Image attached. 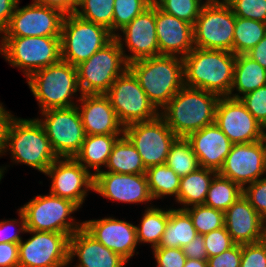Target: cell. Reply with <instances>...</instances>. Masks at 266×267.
<instances>
[{
    "instance_id": "obj_22",
    "label": "cell",
    "mask_w": 266,
    "mask_h": 267,
    "mask_svg": "<svg viewBox=\"0 0 266 267\" xmlns=\"http://www.w3.org/2000/svg\"><path fill=\"white\" fill-rule=\"evenodd\" d=\"M78 102L86 135L124 134V126L105 94H81Z\"/></svg>"
},
{
    "instance_id": "obj_45",
    "label": "cell",
    "mask_w": 266,
    "mask_h": 267,
    "mask_svg": "<svg viewBox=\"0 0 266 267\" xmlns=\"http://www.w3.org/2000/svg\"><path fill=\"white\" fill-rule=\"evenodd\" d=\"M240 267H266V243L242 244Z\"/></svg>"
},
{
    "instance_id": "obj_59",
    "label": "cell",
    "mask_w": 266,
    "mask_h": 267,
    "mask_svg": "<svg viewBox=\"0 0 266 267\" xmlns=\"http://www.w3.org/2000/svg\"><path fill=\"white\" fill-rule=\"evenodd\" d=\"M6 169V167L4 168V167H0V181H1V179L3 178V173L5 172L4 170Z\"/></svg>"
},
{
    "instance_id": "obj_25",
    "label": "cell",
    "mask_w": 266,
    "mask_h": 267,
    "mask_svg": "<svg viewBox=\"0 0 266 267\" xmlns=\"http://www.w3.org/2000/svg\"><path fill=\"white\" fill-rule=\"evenodd\" d=\"M186 139L191 143L200 167L216 172L222 168L233 145L216 123L191 133Z\"/></svg>"
},
{
    "instance_id": "obj_24",
    "label": "cell",
    "mask_w": 266,
    "mask_h": 267,
    "mask_svg": "<svg viewBox=\"0 0 266 267\" xmlns=\"http://www.w3.org/2000/svg\"><path fill=\"white\" fill-rule=\"evenodd\" d=\"M224 213L226 230L236 244L263 240L264 219L243 194Z\"/></svg>"
},
{
    "instance_id": "obj_40",
    "label": "cell",
    "mask_w": 266,
    "mask_h": 267,
    "mask_svg": "<svg viewBox=\"0 0 266 267\" xmlns=\"http://www.w3.org/2000/svg\"><path fill=\"white\" fill-rule=\"evenodd\" d=\"M152 3L149 0H115L113 13V35L121 30Z\"/></svg>"
},
{
    "instance_id": "obj_19",
    "label": "cell",
    "mask_w": 266,
    "mask_h": 267,
    "mask_svg": "<svg viewBox=\"0 0 266 267\" xmlns=\"http://www.w3.org/2000/svg\"><path fill=\"white\" fill-rule=\"evenodd\" d=\"M119 31L123 33L124 38H121L122 35L119 33H116L114 37L119 43H122V40L125 41V46L131 52V54L125 55L128 64L139 59L159 56L155 3Z\"/></svg>"
},
{
    "instance_id": "obj_42",
    "label": "cell",
    "mask_w": 266,
    "mask_h": 267,
    "mask_svg": "<svg viewBox=\"0 0 266 267\" xmlns=\"http://www.w3.org/2000/svg\"><path fill=\"white\" fill-rule=\"evenodd\" d=\"M240 100L266 130V85L241 96Z\"/></svg>"
},
{
    "instance_id": "obj_55",
    "label": "cell",
    "mask_w": 266,
    "mask_h": 267,
    "mask_svg": "<svg viewBox=\"0 0 266 267\" xmlns=\"http://www.w3.org/2000/svg\"><path fill=\"white\" fill-rule=\"evenodd\" d=\"M184 267H208L207 260H197L187 258Z\"/></svg>"
},
{
    "instance_id": "obj_39",
    "label": "cell",
    "mask_w": 266,
    "mask_h": 267,
    "mask_svg": "<svg viewBox=\"0 0 266 267\" xmlns=\"http://www.w3.org/2000/svg\"><path fill=\"white\" fill-rule=\"evenodd\" d=\"M162 11L194 25L205 5L200 0H158L155 3Z\"/></svg>"
},
{
    "instance_id": "obj_49",
    "label": "cell",
    "mask_w": 266,
    "mask_h": 267,
    "mask_svg": "<svg viewBox=\"0 0 266 267\" xmlns=\"http://www.w3.org/2000/svg\"><path fill=\"white\" fill-rule=\"evenodd\" d=\"M18 249V243H0V267H19Z\"/></svg>"
},
{
    "instance_id": "obj_1",
    "label": "cell",
    "mask_w": 266,
    "mask_h": 267,
    "mask_svg": "<svg viewBox=\"0 0 266 267\" xmlns=\"http://www.w3.org/2000/svg\"><path fill=\"white\" fill-rule=\"evenodd\" d=\"M182 59L184 86L229 97L234 79L235 54L194 47Z\"/></svg>"
},
{
    "instance_id": "obj_53",
    "label": "cell",
    "mask_w": 266,
    "mask_h": 267,
    "mask_svg": "<svg viewBox=\"0 0 266 267\" xmlns=\"http://www.w3.org/2000/svg\"><path fill=\"white\" fill-rule=\"evenodd\" d=\"M20 0H0V33L8 26L15 7Z\"/></svg>"
},
{
    "instance_id": "obj_52",
    "label": "cell",
    "mask_w": 266,
    "mask_h": 267,
    "mask_svg": "<svg viewBox=\"0 0 266 267\" xmlns=\"http://www.w3.org/2000/svg\"><path fill=\"white\" fill-rule=\"evenodd\" d=\"M13 118L14 116L0 103V155L4 153L8 129Z\"/></svg>"
},
{
    "instance_id": "obj_16",
    "label": "cell",
    "mask_w": 266,
    "mask_h": 267,
    "mask_svg": "<svg viewBox=\"0 0 266 267\" xmlns=\"http://www.w3.org/2000/svg\"><path fill=\"white\" fill-rule=\"evenodd\" d=\"M45 175L52 180L50 194L71 200L79 207L89 190H94V175L75 158H57Z\"/></svg>"
},
{
    "instance_id": "obj_7",
    "label": "cell",
    "mask_w": 266,
    "mask_h": 267,
    "mask_svg": "<svg viewBox=\"0 0 266 267\" xmlns=\"http://www.w3.org/2000/svg\"><path fill=\"white\" fill-rule=\"evenodd\" d=\"M0 54L25 77L61 60L60 37H2Z\"/></svg>"
},
{
    "instance_id": "obj_31",
    "label": "cell",
    "mask_w": 266,
    "mask_h": 267,
    "mask_svg": "<svg viewBox=\"0 0 266 267\" xmlns=\"http://www.w3.org/2000/svg\"><path fill=\"white\" fill-rule=\"evenodd\" d=\"M197 231L189 214L182 209H169V219L158 247L182 248L194 239Z\"/></svg>"
},
{
    "instance_id": "obj_57",
    "label": "cell",
    "mask_w": 266,
    "mask_h": 267,
    "mask_svg": "<svg viewBox=\"0 0 266 267\" xmlns=\"http://www.w3.org/2000/svg\"><path fill=\"white\" fill-rule=\"evenodd\" d=\"M263 241L266 243V218L264 219Z\"/></svg>"
},
{
    "instance_id": "obj_46",
    "label": "cell",
    "mask_w": 266,
    "mask_h": 267,
    "mask_svg": "<svg viewBox=\"0 0 266 267\" xmlns=\"http://www.w3.org/2000/svg\"><path fill=\"white\" fill-rule=\"evenodd\" d=\"M153 253L156 267H184L187 260L182 248L155 247Z\"/></svg>"
},
{
    "instance_id": "obj_37",
    "label": "cell",
    "mask_w": 266,
    "mask_h": 267,
    "mask_svg": "<svg viewBox=\"0 0 266 267\" xmlns=\"http://www.w3.org/2000/svg\"><path fill=\"white\" fill-rule=\"evenodd\" d=\"M114 2L115 0H79L74 14L106 27L113 34Z\"/></svg>"
},
{
    "instance_id": "obj_32",
    "label": "cell",
    "mask_w": 266,
    "mask_h": 267,
    "mask_svg": "<svg viewBox=\"0 0 266 267\" xmlns=\"http://www.w3.org/2000/svg\"><path fill=\"white\" fill-rule=\"evenodd\" d=\"M169 219V210L148 207L142 216L140 226H136L137 242L150 243L158 247Z\"/></svg>"
},
{
    "instance_id": "obj_4",
    "label": "cell",
    "mask_w": 266,
    "mask_h": 267,
    "mask_svg": "<svg viewBox=\"0 0 266 267\" xmlns=\"http://www.w3.org/2000/svg\"><path fill=\"white\" fill-rule=\"evenodd\" d=\"M10 151L13 162L24 163L46 173L58 158L38 119L13 118L7 133L4 149Z\"/></svg>"
},
{
    "instance_id": "obj_58",
    "label": "cell",
    "mask_w": 266,
    "mask_h": 267,
    "mask_svg": "<svg viewBox=\"0 0 266 267\" xmlns=\"http://www.w3.org/2000/svg\"><path fill=\"white\" fill-rule=\"evenodd\" d=\"M262 141H263V143L265 145V149H266V131L265 130H263Z\"/></svg>"
},
{
    "instance_id": "obj_38",
    "label": "cell",
    "mask_w": 266,
    "mask_h": 267,
    "mask_svg": "<svg viewBox=\"0 0 266 267\" xmlns=\"http://www.w3.org/2000/svg\"><path fill=\"white\" fill-rule=\"evenodd\" d=\"M192 219L198 234L203 235L225 226V213L205 204L184 209Z\"/></svg>"
},
{
    "instance_id": "obj_18",
    "label": "cell",
    "mask_w": 266,
    "mask_h": 267,
    "mask_svg": "<svg viewBox=\"0 0 266 267\" xmlns=\"http://www.w3.org/2000/svg\"><path fill=\"white\" fill-rule=\"evenodd\" d=\"M218 173L237 183L242 189L261 179L266 173V149L263 141L233 144Z\"/></svg>"
},
{
    "instance_id": "obj_9",
    "label": "cell",
    "mask_w": 266,
    "mask_h": 267,
    "mask_svg": "<svg viewBox=\"0 0 266 267\" xmlns=\"http://www.w3.org/2000/svg\"><path fill=\"white\" fill-rule=\"evenodd\" d=\"M78 209L80 207L71 200L50 193L37 195L20 208L26 219L27 230L57 232L69 236L83 227V222H76L71 216Z\"/></svg>"
},
{
    "instance_id": "obj_11",
    "label": "cell",
    "mask_w": 266,
    "mask_h": 267,
    "mask_svg": "<svg viewBox=\"0 0 266 267\" xmlns=\"http://www.w3.org/2000/svg\"><path fill=\"white\" fill-rule=\"evenodd\" d=\"M38 119L58 158L72 157L80 151L86 133L77 106L48 109Z\"/></svg>"
},
{
    "instance_id": "obj_60",
    "label": "cell",
    "mask_w": 266,
    "mask_h": 267,
    "mask_svg": "<svg viewBox=\"0 0 266 267\" xmlns=\"http://www.w3.org/2000/svg\"><path fill=\"white\" fill-rule=\"evenodd\" d=\"M152 4L156 3L158 0H149Z\"/></svg>"
},
{
    "instance_id": "obj_36",
    "label": "cell",
    "mask_w": 266,
    "mask_h": 267,
    "mask_svg": "<svg viewBox=\"0 0 266 267\" xmlns=\"http://www.w3.org/2000/svg\"><path fill=\"white\" fill-rule=\"evenodd\" d=\"M166 165L172 168L180 178L200 167L191 143L186 138H177L171 145Z\"/></svg>"
},
{
    "instance_id": "obj_35",
    "label": "cell",
    "mask_w": 266,
    "mask_h": 267,
    "mask_svg": "<svg viewBox=\"0 0 266 267\" xmlns=\"http://www.w3.org/2000/svg\"><path fill=\"white\" fill-rule=\"evenodd\" d=\"M242 194L243 189L237 183L217 173L210 184L204 204L225 212Z\"/></svg>"
},
{
    "instance_id": "obj_50",
    "label": "cell",
    "mask_w": 266,
    "mask_h": 267,
    "mask_svg": "<svg viewBox=\"0 0 266 267\" xmlns=\"http://www.w3.org/2000/svg\"><path fill=\"white\" fill-rule=\"evenodd\" d=\"M182 250L189 259L207 260L208 258L204 245V237L200 234H197L192 241L182 247Z\"/></svg>"
},
{
    "instance_id": "obj_15",
    "label": "cell",
    "mask_w": 266,
    "mask_h": 267,
    "mask_svg": "<svg viewBox=\"0 0 266 267\" xmlns=\"http://www.w3.org/2000/svg\"><path fill=\"white\" fill-rule=\"evenodd\" d=\"M0 37H61L64 14L55 8L35 2L18 7Z\"/></svg>"
},
{
    "instance_id": "obj_28",
    "label": "cell",
    "mask_w": 266,
    "mask_h": 267,
    "mask_svg": "<svg viewBox=\"0 0 266 267\" xmlns=\"http://www.w3.org/2000/svg\"><path fill=\"white\" fill-rule=\"evenodd\" d=\"M265 85L266 69L246 54L236 55L234 79L229 98L240 99L241 95L244 96ZM235 88L238 94L232 93Z\"/></svg>"
},
{
    "instance_id": "obj_26",
    "label": "cell",
    "mask_w": 266,
    "mask_h": 267,
    "mask_svg": "<svg viewBox=\"0 0 266 267\" xmlns=\"http://www.w3.org/2000/svg\"><path fill=\"white\" fill-rule=\"evenodd\" d=\"M75 256L79 258L75 267H124L128 263L97 241L83 227L69 239V264Z\"/></svg>"
},
{
    "instance_id": "obj_10",
    "label": "cell",
    "mask_w": 266,
    "mask_h": 267,
    "mask_svg": "<svg viewBox=\"0 0 266 267\" xmlns=\"http://www.w3.org/2000/svg\"><path fill=\"white\" fill-rule=\"evenodd\" d=\"M120 123L127 125L149 121L159 115V110L149 101L138 79L127 69L105 93Z\"/></svg>"
},
{
    "instance_id": "obj_54",
    "label": "cell",
    "mask_w": 266,
    "mask_h": 267,
    "mask_svg": "<svg viewBox=\"0 0 266 267\" xmlns=\"http://www.w3.org/2000/svg\"><path fill=\"white\" fill-rule=\"evenodd\" d=\"M246 55L266 69V35Z\"/></svg>"
},
{
    "instance_id": "obj_12",
    "label": "cell",
    "mask_w": 266,
    "mask_h": 267,
    "mask_svg": "<svg viewBox=\"0 0 266 267\" xmlns=\"http://www.w3.org/2000/svg\"><path fill=\"white\" fill-rule=\"evenodd\" d=\"M235 19L228 4H205L193 25L194 47L233 53Z\"/></svg>"
},
{
    "instance_id": "obj_21",
    "label": "cell",
    "mask_w": 266,
    "mask_h": 267,
    "mask_svg": "<svg viewBox=\"0 0 266 267\" xmlns=\"http://www.w3.org/2000/svg\"><path fill=\"white\" fill-rule=\"evenodd\" d=\"M83 228L108 249L127 262L133 257L138 244L136 226L111 217L83 221Z\"/></svg>"
},
{
    "instance_id": "obj_48",
    "label": "cell",
    "mask_w": 266,
    "mask_h": 267,
    "mask_svg": "<svg viewBox=\"0 0 266 267\" xmlns=\"http://www.w3.org/2000/svg\"><path fill=\"white\" fill-rule=\"evenodd\" d=\"M19 210L20 222L16 219L13 220H3L0 221V243H20L22 241V237L19 233L26 232V219L23 212ZM14 224H17L20 228L16 232L10 233V230L14 227Z\"/></svg>"
},
{
    "instance_id": "obj_14",
    "label": "cell",
    "mask_w": 266,
    "mask_h": 267,
    "mask_svg": "<svg viewBox=\"0 0 266 267\" xmlns=\"http://www.w3.org/2000/svg\"><path fill=\"white\" fill-rule=\"evenodd\" d=\"M33 234L19 243V267H66L69 265V239L64 233L26 230Z\"/></svg>"
},
{
    "instance_id": "obj_56",
    "label": "cell",
    "mask_w": 266,
    "mask_h": 267,
    "mask_svg": "<svg viewBox=\"0 0 266 267\" xmlns=\"http://www.w3.org/2000/svg\"><path fill=\"white\" fill-rule=\"evenodd\" d=\"M202 2V0H200ZM206 5H212V4H227L228 0H206L203 1Z\"/></svg>"
},
{
    "instance_id": "obj_43",
    "label": "cell",
    "mask_w": 266,
    "mask_h": 267,
    "mask_svg": "<svg viewBox=\"0 0 266 267\" xmlns=\"http://www.w3.org/2000/svg\"><path fill=\"white\" fill-rule=\"evenodd\" d=\"M204 245L208 254V258L219 255L233 247L236 243L232 240L226 227L213 230L209 233L203 234Z\"/></svg>"
},
{
    "instance_id": "obj_30",
    "label": "cell",
    "mask_w": 266,
    "mask_h": 267,
    "mask_svg": "<svg viewBox=\"0 0 266 267\" xmlns=\"http://www.w3.org/2000/svg\"><path fill=\"white\" fill-rule=\"evenodd\" d=\"M106 167L108 171L100 172L146 174L147 170L135 146L125 135L114 143Z\"/></svg>"
},
{
    "instance_id": "obj_44",
    "label": "cell",
    "mask_w": 266,
    "mask_h": 267,
    "mask_svg": "<svg viewBox=\"0 0 266 267\" xmlns=\"http://www.w3.org/2000/svg\"><path fill=\"white\" fill-rule=\"evenodd\" d=\"M243 196L263 218H266V177L248 184L243 188Z\"/></svg>"
},
{
    "instance_id": "obj_13",
    "label": "cell",
    "mask_w": 266,
    "mask_h": 267,
    "mask_svg": "<svg viewBox=\"0 0 266 267\" xmlns=\"http://www.w3.org/2000/svg\"><path fill=\"white\" fill-rule=\"evenodd\" d=\"M124 135L135 146L146 168L166 164L171 145L178 138L160 115L125 126Z\"/></svg>"
},
{
    "instance_id": "obj_47",
    "label": "cell",
    "mask_w": 266,
    "mask_h": 267,
    "mask_svg": "<svg viewBox=\"0 0 266 267\" xmlns=\"http://www.w3.org/2000/svg\"><path fill=\"white\" fill-rule=\"evenodd\" d=\"M242 244H235L219 255L207 258L208 267H240Z\"/></svg>"
},
{
    "instance_id": "obj_2",
    "label": "cell",
    "mask_w": 266,
    "mask_h": 267,
    "mask_svg": "<svg viewBox=\"0 0 266 267\" xmlns=\"http://www.w3.org/2000/svg\"><path fill=\"white\" fill-rule=\"evenodd\" d=\"M219 96L202 89L183 86L159 112L178 138L215 123Z\"/></svg>"
},
{
    "instance_id": "obj_33",
    "label": "cell",
    "mask_w": 266,
    "mask_h": 267,
    "mask_svg": "<svg viewBox=\"0 0 266 267\" xmlns=\"http://www.w3.org/2000/svg\"><path fill=\"white\" fill-rule=\"evenodd\" d=\"M266 35V23L236 17L233 37V54H247Z\"/></svg>"
},
{
    "instance_id": "obj_41",
    "label": "cell",
    "mask_w": 266,
    "mask_h": 267,
    "mask_svg": "<svg viewBox=\"0 0 266 267\" xmlns=\"http://www.w3.org/2000/svg\"><path fill=\"white\" fill-rule=\"evenodd\" d=\"M236 17L266 23V0H228Z\"/></svg>"
},
{
    "instance_id": "obj_5",
    "label": "cell",
    "mask_w": 266,
    "mask_h": 267,
    "mask_svg": "<svg viewBox=\"0 0 266 267\" xmlns=\"http://www.w3.org/2000/svg\"><path fill=\"white\" fill-rule=\"evenodd\" d=\"M27 80L41 112L77 105L72 101L75 93L80 91L77 68L70 63L61 59L55 64L32 73Z\"/></svg>"
},
{
    "instance_id": "obj_29",
    "label": "cell",
    "mask_w": 266,
    "mask_h": 267,
    "mask_svg": "<svg viewBox=\"0 0 266 267\" xmlns=\"http://www.w3.org/2000/svg\"><path fill=\"white\" fill-rule=\"evenodd\" d=\"M217 173L215 170L199 167L196 171L181 177L178 196L175 198L183 205V208L179 209L204 204L210 184Z\"/></svg>"
},
{
    "instance_id": "obj_20",
    "label": "cell",
    "mask_w": 266,
    "mask_h": 267,
    "mask_svg": "<svg viewBox=\"0 0 266 267\" xmlns=\"http://www.w3.org/2000/svg\"><path fill=\"white\" fill-rule=\"evenodd\" d=\"M110 200L125 203L152 201L146 174L98 172L94 175V190Z\"/></svg>"
},
{
    "instance_id": "obj_27",
    "label": "cell",
    "mask_w": 266,
    "mask_h": 267,
    "mask_svg": "<svg viewBox=\"0 0 266 267\" xmlns=\"http://www.w3.org/2000/svg\"><path fill=\"white\" fill-rule=\"evenodd\" d=\"M124 134L110 135H86L80 151L75 155V159L86 169L92 168L96 175L102 171V165H107L112 147L117 139Z\"/></svg>"
},
{
    "instance_id": "obj_3",
    "label": "cell",
    "mask_w": 266,
    "mask_h": 267,
    "mask_svg": "<svg viewBox=\"0 0 266 267\" xmlns=\"http://www.w3.org/2000/svg\"><path fill=\"white\" fill-rule=\"evenodd\" d=\"M128 69L157 110L163 109L184 86L183 59L178 56L139 59L129 63Z\"/></svg>"
},
{
    "instance_id": "obj_6",
    "label": "cell",
    "mask_w": 266,
    "mask_h": 267,
    "mask_svg": "<svg viewBox=\"0 0 266 267\" xmlns=\"http://www.w3.org/2000/svg\"><path fill=\"white\" fill-rule=\"evenodd\" d=\"M124 42L115 37L77 68L80 94H105L127 69Z\"/></svg>"
},
{
    "instance_id": "obj_17",
    "label": "cell",
    "mask_w": 266,
    "mask_h": 267,
    "mask_svg": "<svg viewBox=\"0 0 266 267\" xmlns=\"http://www.w3.org/2000/svg\"><path fill=\"white\" fill-rule=\"evenodd\" d=\"M215 123L233 144L262 140L263 126L240 99L220 97L215 111Z\"/></svg>"
},
{
    "instance_id": "obj_8",
    "label": "cell",
    "mask_w": 266,
    "mask_h": 267,
    "mask_svg": "<svg viewBox=\"0 0 266 267\" xmlns=\"http://www.w3.org/2000/svg\"><path fill=\"white\" fill-rule=\"evenodd\" d=\"M60 38L61 59L76 67L108 44L114 35L106 27L73 13L64 16Z\"/></svg>"
},
{
    "instance_id": "obj_34",
    "label": "cell",
    "mask_w": 266,
    "mask_h": 267,
    "mask_svg": "<svg viewBox=\"0 0 266 267\" xmlns=\"http://www.w3.org/2000/svg\"><path fill=\"white\" fill-rule=\"evenodd\" d=\"M148 188L152 199H160L165 195L177 198L180 187V177L166 164L154 165L146 170Z\"/></svg>"
},
{
    "instance_id": "obj_23",
    "label": "cell",
    "mask_w": 266,
    "mask_h": 267,
    "mask_svg": "<svg viewBox=\"0 0 266 267\" xmlns=\"http://www.w3.org/2000/svg\"><path fill=\"white\" fill-rule=\"evenodd\" d=\"M159 55L185 57L194 49L193 25L162 11L155 4Z\"/></svg>"
},
{
    "instance_id": "obj_51",
    "label": "cell",
    "mask_w": 266,
    "mask_h": 267,
    "mask_svg": "<svg viewBox=\"0 0 266 267\" xmlns=\"http://www.w3.org/2000/svg\"><path fill=\"white\" fill-rule=\"evenodd\" d=\"M32 2L58 9L64 15L75 13L78 4L77 0H33Z\"/></svg>"
}]
</instances>
